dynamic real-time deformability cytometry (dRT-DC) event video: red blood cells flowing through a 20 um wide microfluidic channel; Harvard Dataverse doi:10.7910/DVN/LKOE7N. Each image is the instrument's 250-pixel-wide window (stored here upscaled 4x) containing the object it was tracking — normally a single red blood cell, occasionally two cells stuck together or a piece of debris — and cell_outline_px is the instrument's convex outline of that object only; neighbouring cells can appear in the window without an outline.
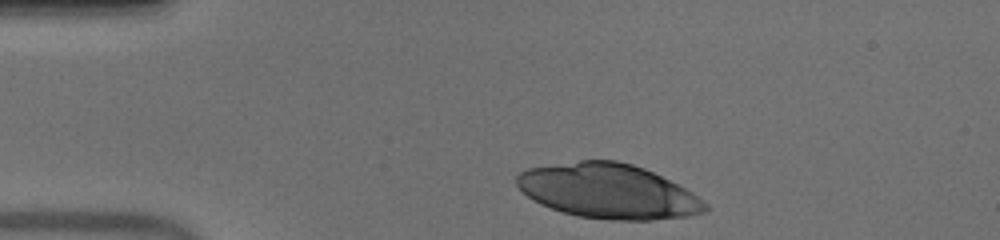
{"species": "human", "species_latin": "Homo sapiens", "temperature_condition": "warm", "stored_images_in_passage": 34, "camera_frame_rate_fps": 3000, "um_per_image_px": 0.085, "donor": {"sex": "male"}, "frame": {"image": 1, "passage_image": 1, "time_ms": 0.0, "image_size_px": [1000, 240], "cell_outline_px": [[708, 208], [704, 212], [688, 216], [652, 220], [608, 220], [580, 216], [564, 212], [540, 204], [528, 196], [516, 184], [516, 176], [520, 172], [528, 168], [580, 160], [616, 160], [632, 164], [644, 168], [692, 192], [708, 204]], "centroid_in_image_um": [51.7, 16.25], "position_along_channel_um": 33.3, "area_um2": 59.65}}